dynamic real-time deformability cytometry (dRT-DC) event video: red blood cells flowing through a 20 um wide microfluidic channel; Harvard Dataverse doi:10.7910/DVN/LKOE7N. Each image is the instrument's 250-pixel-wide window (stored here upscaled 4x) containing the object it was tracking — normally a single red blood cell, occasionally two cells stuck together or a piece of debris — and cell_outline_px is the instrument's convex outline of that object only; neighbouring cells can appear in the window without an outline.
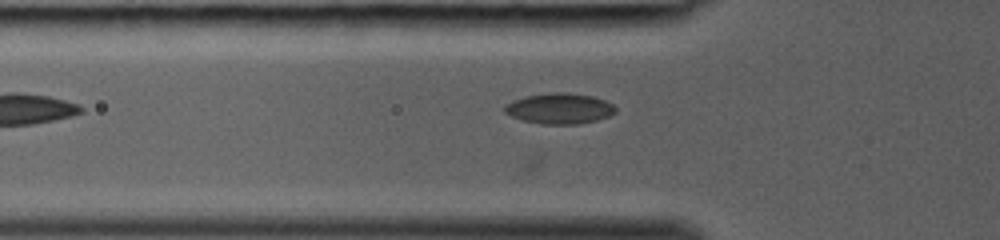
{"species": "common noctule bat (a hibernating species)", "species_latin": "Nyctalus noctula", "temperature_condition": "room temperature", "stored_images_in_passage": 9, "camera_frame_rate_fps": 3000, "um_per_image_px": 0.085, "animal": {"sex": "female", "body_mass_g": 19.0, "forearm_length_mm": 53.3}, "frame": {"image": 1, "passage_image": 3, "time_ms": 0.667, "image_size_px": [1000, 240], "cell_outline_px": [[616, 112], [608, 116], [596, 120], [580, 124], [540, 124], [524, 120], [512, 116], [504, 112], [504, 108], [508, 104], [524, 96], [552, 92], [564, 92], [592, 96], [604, 100], [612, 104], [616, 108]], "centroid_in_image_um": [47.58, 9.22], "position_along_channel_um": 78.2, "area_um2": 19.59}}
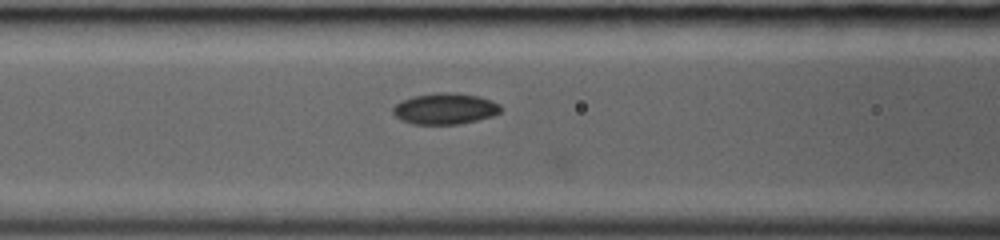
{"frame": {"image": 2, "passage_image": 6, "time_ms": 1.667, "image_size_px": [1000, 240], "cell_outline_px": [[500, 112], [492, 116], [460, 124], [412, 124], [400, 120], [392, 112], [392, 108], [400, 100], [412, 96], [436, 92], [448, 92], [480, 96], [492, 100], [500, 104]], "centroid_in_image_um": [37.79, 9.23], "position_along_channel_um": 128.8, "area_um2": 19.71}}
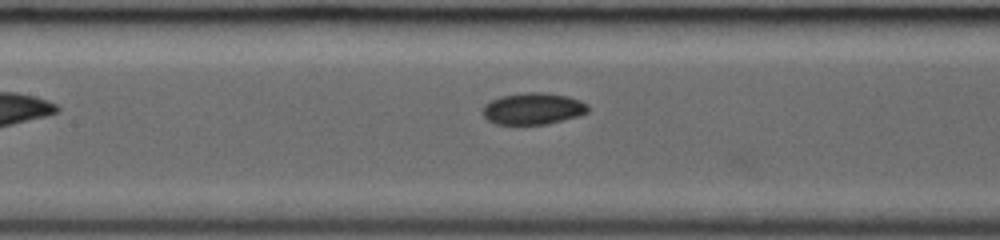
{"frame": {"image": 3, "passage_image": 8, "time_ms": 2.333, "image_size_px": [1000, 240], "cell_outline_px": [[588, 112], [580, 116], [548, 124], [496, 124], [488, 120], [484, 116], [484, 104], [500, 96], [524, 92], [544, 92], [568, 96], [580, 100], [588, 104]], "centroid_in_image_um": [45.34, 9.23], "position_along_channel_um": 162.1, "area_um2": 19.54}}